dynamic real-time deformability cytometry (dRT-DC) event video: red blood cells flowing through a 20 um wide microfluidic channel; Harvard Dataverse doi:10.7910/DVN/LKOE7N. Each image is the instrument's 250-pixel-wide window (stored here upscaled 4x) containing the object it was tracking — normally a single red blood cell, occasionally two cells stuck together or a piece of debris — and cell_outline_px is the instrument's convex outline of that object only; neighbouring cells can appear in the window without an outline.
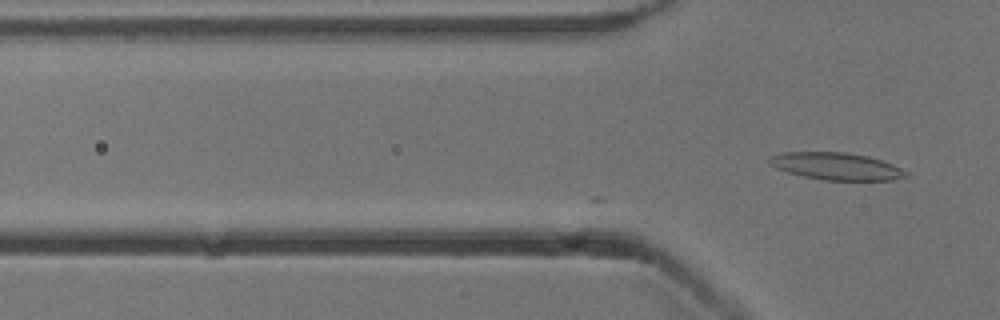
{"species": "common noctule bat (a hibernating species)", "species_latin": "Nyctalus noctula", "temperature_condition": "cold", "stored_images_in_passage": 15, "camera_frame_rate_fps": 3000, "um_per_image_px": 0.085, "animal": {"sex": "male", "body_mass_g": 13.3}, "frame": {"image": 1, "passage_image": 15, "time_ms": 4.667, "image_size_px": [1000, 320], "cell_outline_px": [[912, 176], [892, 180], [824, 180], [804, 176], [788, 172], [776, 168], [768, 164], [764, 160], [768, 156], [780, 152], [844, 152], [868, 156], [892, 164], [908, 172]], "centroid_in_image_um": [71.04, 14.12], "position_along_channel_um": 54.8, "area_um2": 21.91}}